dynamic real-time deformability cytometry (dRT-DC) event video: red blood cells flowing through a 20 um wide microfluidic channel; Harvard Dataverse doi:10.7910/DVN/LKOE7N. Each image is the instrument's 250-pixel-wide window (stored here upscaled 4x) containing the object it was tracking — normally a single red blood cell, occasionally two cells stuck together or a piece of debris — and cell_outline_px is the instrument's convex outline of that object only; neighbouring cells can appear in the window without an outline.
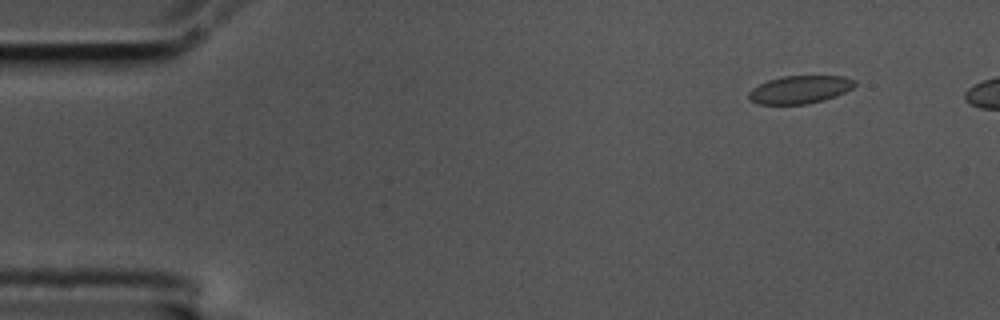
{"species": "common noctule bat (a hibernating species)", "species_latin": "Nyctalus noctula", "temperature_condition": "cold", "stored_images_in_passage": 5, "segment_of_instrument_passage": [1, 2], "camera_frame_rate_fps": 3000, "um_per_image_px": 0.085, "animal": {"sex": "male", "body_mass_g": 17.5, "forearm_length_mm": 52.3}, "frame": {"image": 1, "passage_image": 1, "time_ms": 0.0, "image_size_px": [1000, 320], "cell_outline_px": [[856, 84], [852, 88], [836, 96], [824, 100], [808, 104], [756, 104], [748, 100], [748, 92], [752, 88], [768, 80], [780, 76], [844, 76], [856, 80]], "centroid_in_image_um": [67.97, 7.61], "position_along_channel_um": 17.0, "area_um2": 17.4}}